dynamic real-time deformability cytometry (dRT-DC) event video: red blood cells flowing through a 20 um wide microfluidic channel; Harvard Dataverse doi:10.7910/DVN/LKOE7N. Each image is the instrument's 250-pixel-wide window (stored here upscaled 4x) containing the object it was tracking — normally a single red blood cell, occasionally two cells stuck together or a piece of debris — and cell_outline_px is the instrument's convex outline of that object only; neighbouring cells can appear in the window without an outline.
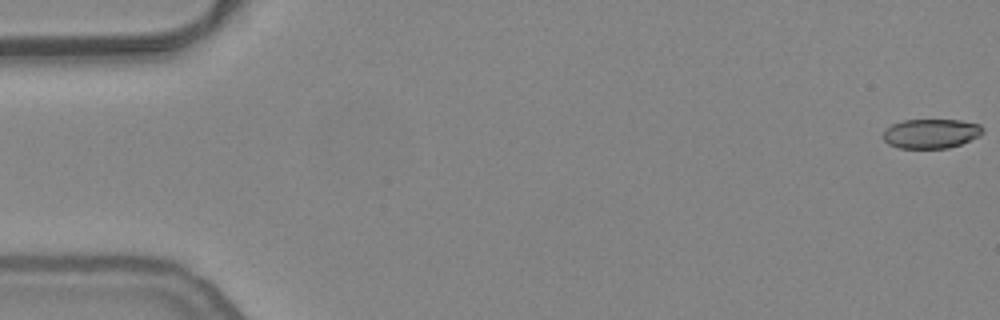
{"species": "common noctule bat (a hibernating species)", "species_latin": "Nyctalus noctula", "temperature_condition": "warm", "stored_images_in_passage": 55, "camera_frame_rate_fps": 3000, "um_per_image_px": 0.085, "animal": {"sex": "female", "body_mass_g": 24.6, "forearm_length_mm": 56.2}, "frame": {"image": 1, "passage_image": 1, "time_ms": 0.0, "image_size_px": [1000, 320], "cell_outline_px": [[984, 132], [980, 136], [960, 144], [948, 148], [896, 148], [888, 144], [884, 140], [884, 128], [892, 124], [904, 120], [960, 120], [980, 124], [984, 128]], "centroid_in_image_um": [79.14, 11.35], "position_along_channel_um": 5.9, "area_um2": 17.22}}
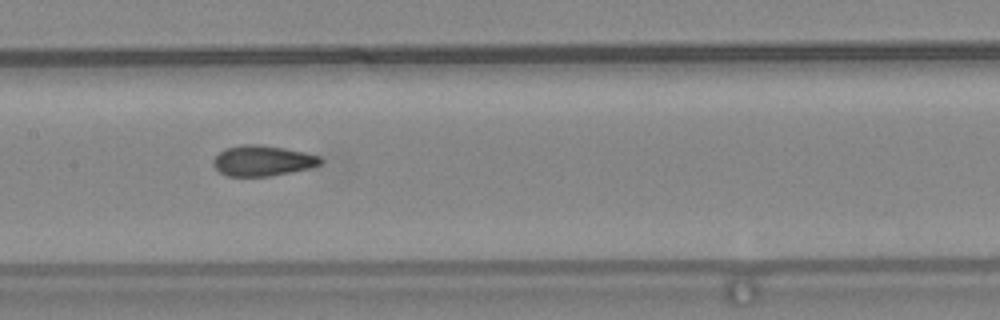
{"frame": {"image": 2, "passage_image": 27, "time_ms": 8.667, "image_size_px": [1000, 320], "cell_outline_px": [[324, 160], [320, 164], [312, 168], [292, 172], [268, 176], [228, 176], [220, 172], [212, 164], [212, 160], [224, 148], [244, 144], [260, 144], [284, 148], [304, 152], [320, 156]], "centroid_in_image_um": [22.33, 13.66], "position_along_channel_um": 185.1, "area_um2": 19.19}}
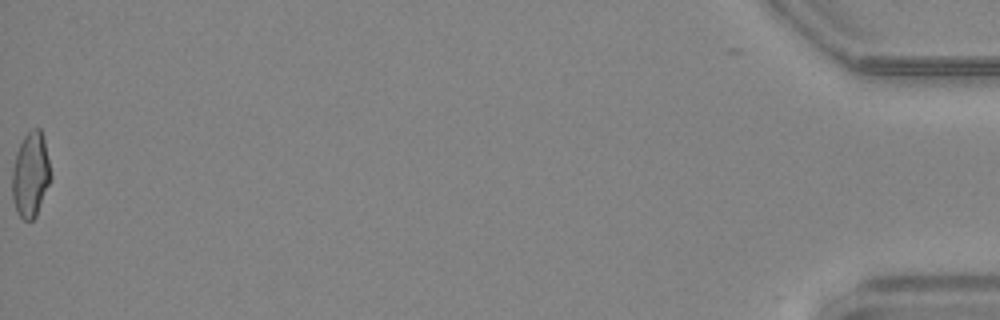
{"frame": {"image": 3, "passage_image": 55, "time_ms": 18.0, "image_size_px": [1000, 320], "cell_outline_px": [[52, 176], [36, 216], [32, 220], [24, 220], [16, 212], [12, 196], [12, 168], [16, 152], [24, 136], [32, 128], [40, 128], [44, 136]], "centroid_in_image_um": [2.6, 14.83], "position_along_channel_um": 432.6, "area_um2": 19.25}, "authors_computed_cell_mechanics": {"area_um2": 18.9584, "velocity_mm_per_s": 3.8102, "shape_relaxation_time_tau1_ms": null, "shape_relaxation_time_tau2_ms": 1.3449, "deformation_change_tau1": null, "deformation_change_tau2": 0.057}}